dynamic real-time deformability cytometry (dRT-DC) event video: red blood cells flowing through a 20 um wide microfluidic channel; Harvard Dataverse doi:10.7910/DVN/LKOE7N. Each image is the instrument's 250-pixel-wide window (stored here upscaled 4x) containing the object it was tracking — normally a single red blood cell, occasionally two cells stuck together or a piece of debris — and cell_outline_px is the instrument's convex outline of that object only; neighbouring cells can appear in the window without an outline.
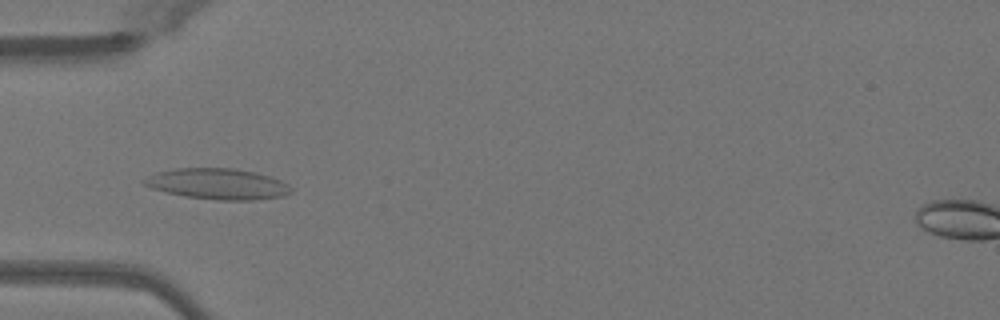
{"species": "Egyptian fruit bat (a non-hibernating species)", "species_latin": "Rousettus aegyptiacus", "temperature_condition": "warm", "stored_images_in_passage": 45, "camera_frame_rate_fps": 3000, "um_per_image_px": 0.085, "animal": {"sex": "female"}, "frame": {"image": 1, "passage_image": 11, "time_ms": 3.333, "image_size_px": [1000, 320], "cell_outline_px": [[292, 192], [284, 196], [256, 200], [216, 200], [184, 196], [152, 188], [144, 184], [140, 180], [156, 172], [176, 168], [236, 168], [256, 172], [280, 180], [288, 184], [292, 188]], "centroid_in_image_um": [18.52, 15.63], "position_along_channel_um": 66.5, "area_um2": 26.53}}
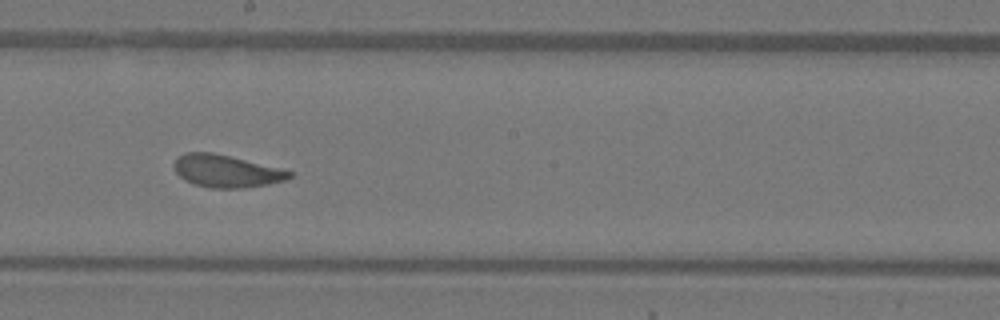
{"frame": {"image": 2, "passage_image": 23, "time_ms": 7.333, "image_size_px": [1000, 320], "cell_outline_px": [[296, 172], [292, 176], [284, 180], [268, 184], [244, 188], [212, 188], [192, 184], [184, 180], [176, 172], [172, 164], [176, 156], [184, 152], [212, 152]], "centroid_in_image_um": [19.19, 14.54], "position_along_channel_um": 229.0, "area_um2": 21.91}}
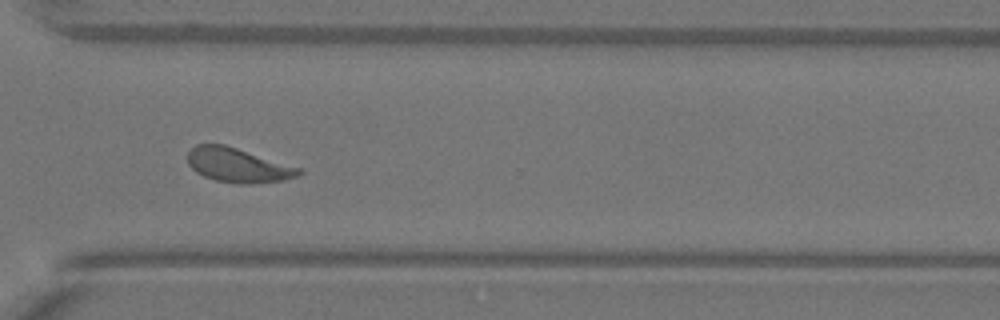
{"frame": {"image": 3, "passage_image": 32, "time_ms": 10.333, "image_size_px": [1000, 320], "cell_outline_px": [[304, 172], [296, 176], [284, 180], [248, 184], [240, 184], [216, 180], [204, 176], [196, 172], [188, 164], [188, 152], [196, 144], [224, 144], [304, 168]], "centroid_in_image_um": [20.27, 14.04], "position_along_channel_um": 350.3, "area_um2": 22.37}, "authors_computed_cell_mechanics": {"area_um2": 22.3686, "velocity_mm_per_s": 4.0602, "shape_relaxation_time_tau1_ms": 3.5762, "shape_relaxation_time_tau2_ms": 0.7956, "deformation_change_tau1": 0.1325, "deformation_change_tau2": 0.0632}}